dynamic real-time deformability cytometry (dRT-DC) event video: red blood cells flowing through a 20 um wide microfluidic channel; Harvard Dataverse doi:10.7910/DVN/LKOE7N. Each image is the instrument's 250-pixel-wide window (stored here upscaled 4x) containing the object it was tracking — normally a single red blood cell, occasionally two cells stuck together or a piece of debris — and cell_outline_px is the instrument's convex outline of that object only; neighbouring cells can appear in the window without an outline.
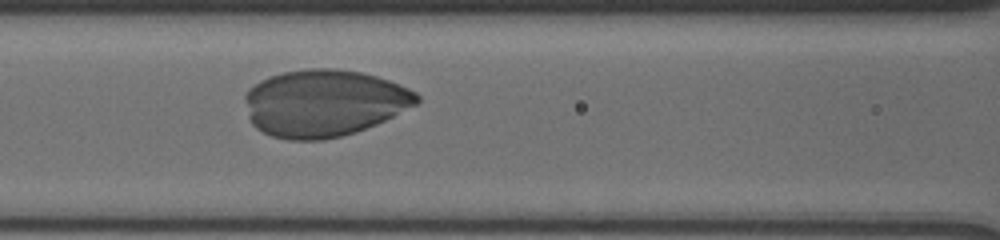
{"species": "human", "species_latin": "Homo sapiens", "temperature_condition": "cold", "stored_images_in_passage": 49, "camera_frame_rate_fps": 3000, "um_per_image_px": 0.085, "donor": {"sex": "male"}, "frame": {"image": 1, "passage_image": 16, "time_ms": 3.0, "image_size_px": [1000, 240], "cell_outline_px": [[420, 100], [416, 104], [376, 124], [356, 132], [324, 140], [288, 140], [272, 136], [256, 128], [252, 124], [244, 100], [244, 96], [248, 88], [260, 80], [268, 76], [284, 72], [308, 68], [336, 68], [360, 72], [376, 76], [388, 80], [408, 88], [416, 92], [420, 96]], "centroid_in_image_um": [27.51, 8.75], "position_along_channel_um": 139.1, "area_um2": 67.16}}
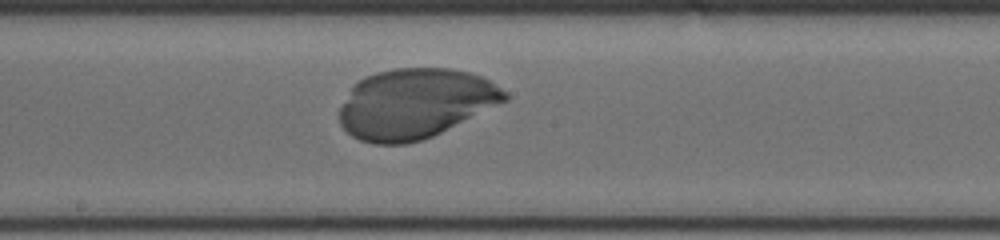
{"frame": {"image": 2, "passage_image": 24, "time_ms": 5.0, "image_size_px": [1000, 240], "cell_outline_px": [[512, 96], [508, 100], [432, 136], [420, 140], [404, 144], [376, 144], [360, 140], [352, 136], [340, 124], [340, 108], [352, 88], [360, 80], [376, 72], [392, 68], [452, 68], [468, 72], [480, 76], [488, 80], [508, 92]], "centroid_in_image_um": [35.31, 8.8], "position_along_channel_um": 212.9, "area_um2": 66.93}}
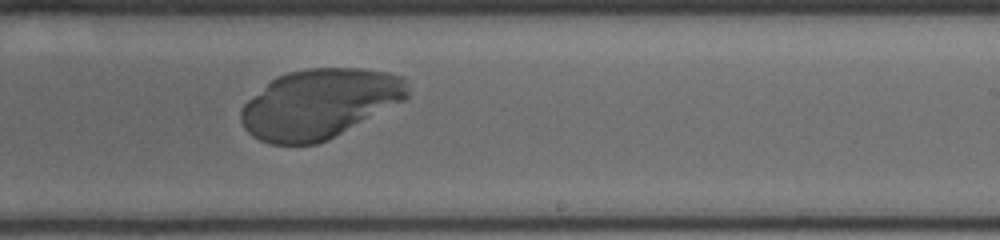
{"frame": {"image": 3, "passage_image": 30, "time_ms": 6.333, "image_size_px": [1000, 240], "cell_outline_px": [[408, 96], [404, 100], [328, 140], [316, 144], [268, 144], [252, 136], [244, 128], [240, 120], [240, 108], [252, 96], [276, 76], [288, 72], [308, 68], [360, 68], [388, 72], [404, 76], [408, 92]], "centroid_in_image_um": [27.13, 8.81], "position_along_channel_um": 261.9, "area_um2": 67.39}}